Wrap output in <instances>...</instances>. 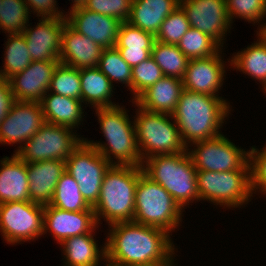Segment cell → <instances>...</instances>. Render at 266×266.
<instances>
[{"instance_id":"1","label":"cell","mask_w":266,"mask_h":266,"mask_svg":"<svg viewBox=\"0 0 266 266\" xmlns=\"http://www.w3.org/2000/svg\"><path fill=\"white\" fill-rule=\"evenodd\" d=\"M105 243L106 266H172L174 246L163 229L134 221L117 222Z\"/></svg>"},{"instance_id":"2","label":"cell","mask_w":266,"mask_h":266,"mask_svg":"<svg viewBox=\"0 0 266 266\" xmlns=\"http://www.w3.org/2000/svg\"><path fill=\"white\" fill-rule=\"evenodd\" d=\"M228 112L229 105L221 97L184 89L169 118H174L183 144L187 147V142L195 143L219 136L218 129Z\"/></svg>"},{"instance_id":"3","label":"cell","mask_w":266,"mask_h":266,"mask_svg":"<svg viewBox=\"0 0 266 266\" xmlns=\"http://www.w3.org/2000/svg\"><path fill=\"white\" fill-rule=\"evenodd\" d=\"M142 166L111 165L105 172L99 200L93 207L97 224L99 216L105 217L109 225L133 221L135 191Z\"/></svg>"},{"instance_id":"4","label":"cell","mask_w":266,"mask_h":266,"mask_svg":"<svg viewBox=\"0 0 266 266\" xmlns=\"http://www.w3.org/2000/svg\"><path fill=\"white\" fill-rule=\"evenodd\" d=\"M143 164L144 174L160 184L181 208L191 200H199L197 170L187 151L177 154L154 155Z\"/></svg>"},{"instance_id":"5","label":"cell","mask_w":266,"mask_h":266,"mask_svg":"<svg viewBox=\"0 0 266 266\" xmlns=\"http://www.w3.org/2000/svg\"><path fill=\"white\" fill-rule=\"evenodd\" d=\"M122 107L96 108L102 132L107 139L108 146L86 141L93 146L112 165L142 166L143 161L139 153L135 126H131L128 115ZM109 148V150H108ZM118 162L112 163L111 154Z\"/></svg>"},{"instance_id":"6","label":"cell","mask_w":266,"mask_h":266,"mask_svg":"<svg viewBox=\"0 0 266 266\" xmlns=\"http://www.w3.org/2000/svg\"><path fill=\"white\" fill-rule=\"evenodd\" d=\"M182 208L158 183L144 173L139 177L135 191L133 221L169 233L179 225Z\"/></svg>"},{"instance_id":"7","label":"cell","mask_w":266,"mask_h":266,"mask_svg":"<svg viewBox=\"0 0 266 266\" xmlns=\"http://www.w3.org/2000/svg\"><path fill=\"white\" fill-rule=\"evenodd\" d=\"M138 109V115L133 125L143 161L145 155V159H147L154 155L177 154L189 150L183 144L179 128L176 127L177 124L174 123V125L168 120L172 114L150 112L141 107ZM140 147L145 153L141 152Z\"/></svg>"},{"instance_id":"8","label":"cell","mask_w":266,"mask_h":266,"mask_svg":"<svg viewBox=\"0 0 266 266\" xmlns=\"http://www.w3.org/2000/svg\"><path fill=\"white\" fill-rule=\"evenodd\" d=\"M199 199L237 207L252 196L251 170L197 171Z\"/></svg>"},{"instance_id":"9","label":"cell","mask_w":266,"mask_h":266,"mask_svg":"<svg viewBox=\"0 0 266 266\" xmlns=\"http://www.w3.org/2000/svg\"><path fill=\"white\" fill-rule=\"evenodd\" d=\"M70 130L72 129L46 122L15 154L26 163L66 161L83 142Z\"/></svg>"},{"instance_id":"10","label":"cell","mask_w":266,"mask_h":266,"mask_svg":"<svg viewBox=\"0 0 266 266\" xmlns=\"http://www.w3.org/2000/svg\"><path fill=\"white\" fill-rule=\"evenodd\" d=\"M109 163L86 140L65 161V170L78 183L81 195L93 208L99 200L100 190Z\"/></svg>"},{"instance_id":"11","label":"cell","mask_w":266,"mask_h":266,"mask_svg":"<svg viewBox=\"0 0 266 266\" xmlns=\"http://www.w3.org/2000/svg\"><path fill=\"white\" fill-rule=\"evenodd\" d=\"M194 145L197 149L187 153L197 171L251 170L250 152L236 147L222 134Z\"/></svg>"},{"instance_id":"12","label":"cell","mask_w":266,"mask_h":266,"mask_svg":"<svg viewBox=\"0 0 266 266\" xmlns=\"http://www.w3.org/2000/svg\"><path fill=\"white\" fill-rule=\"evenodd\" d=\"M44 206L32 201L0 204V230L6 242L19 243L43 234Z\"/></svg>"},{"instance_id":"13","label":"cell","mask_w":266,"mask_h":266,"mask_svg":"<svg viewBox=\"0 0 266 266\" xmlns=\"http://www.w3.org/2000/svg\"><path fill=\"white\" fill-rule=\"evenodd\" d=\"M192 28L209 35L219 45L229 29L230 18L226 0H180Z\"/></svg>"},{"instance_id":"14","label":"cell","mask_w":266,"mask_h":266,"mask_svg":"<svg viewBox=\"0 0 266 266\" xmlns=\"http://www.w3.org/2000/svg\"><path fill=\"white\" fill-rule=\"evenodd\" d=\"M45 123L39 102L15 101L0 123V143L27 142Z\"/></svg>"},{"instance_id":"15","label":"cell","mask_w":266,"mask_h":266,"mask_svg":"<svg viewBox=\"0 0 266 266\" xmlns=\"http://www.w3.org/2000/svg\"><path fill=\"white\" fill-rule=\"evenodd\" d=\"M42 20V21H41ZM35 29L23 30L32 61H60L66 17L42 18Z\"/></svg>"},{"instance_id":"16","label":"cell","mask_w":266,"mask_h":266,"mask_svg":"<svg viewBox=\"0 0 266 266\" xmlns=\"http://www.w3.org/2000/svg\"><path fill=\"white\" fill-rule=\"evenodd\" d=\"M60 61H32L23 71L10 77L16 101L40 102L48 92L50 81Z\"/></svg>"},{"instance_id":"17","label":"cell","mask_w":266,"mask_h":266,"mask_svg":"<svg viewBox=\"0 0 266 266\" xmlns=\"http://www.w3.org/2000/svg\"><path fill=\"white\" fill-rule=\"evenodd\" d=\"M69 15L66 16L67 23L78 33L89 37L102 48L115 47L121 21L84 7L71 11Z\"/></svg>"},{"instance_id":"18","label":"cell","mask_w":266,"mask_h":266,"mask_svg":"<svg viewBox=\"0 0 266 266\" xmlns=\"http://www.w3.org/2000/svg\"><path fill=\"white\" fill-rule=\"evenodd\" d=\"M96 226L94 211L71 212L50 204L44 206L43 233L50 229L59 243L69 237L90 233Z\"/></svg>"},{"instance_id":"19","label":"cell","mask_w":266,"mask_h":266,"mask_svg":"<svg viewBox=\"0 0 266 266\" xmlns=\"http://www.w3.org/2000/svg\"><path fill=\"white\" fill-rule=\"evenodd\" d=\"M220 56L217 53L209 57L189 60L182 79L184 89L194 93L218 96L215 92H218L225 76V68Z\"/></svg>"},{"instance_id":"20","label":"cell","mask_w":266,"mask_h":266,"mask_svg":"<svg viewBox=\"0 0 266 266\" xmlns=\"http://www.w3.org/2000/svg\"><path fill=\"white\" fill-rule=\"evenodd\" d=\"M103 48L89 37L78 33L68 23L62 32L59 60L77 69L97 67Z\"/></svg>"},{"instance_id":"21","label":"cell","mask_w":266,"mask_h":266,"mask_svg":"<svg viewBox=\"0 0 266 266\" xmlns=\"http://www.w3.org/2000/svg\"><path fill=\"white\" fill-rule=\"evenodd\" d=\"M30 201L49 205L53 199L58 180L65 170V161L45 160L26 163Z\"/></svg>"},{"instance_id":"22","label":"cell","mask_w":266,"mask_h":266,"mask_svg":"<svg viewBox=\"0 0 266 266\" xmlns=\"http://www.w3.org/2000/svg\"><path fill=\"white\" fill-rule=\"evenodd\" d=\"M183 90L182 79L163 76L134 102L146 111L172 114Z\"/></svg>"},{"instance_id":"23","label":"cell","mask_w":266,"mask_h":266,"mask_svg":"<svg viewBox=\"0 0 266 266\" xmlns=\"http://www.w3.org/2000/svg\"><path fill=\"white\" fill-rule=\"evenodd\" d=\"M0 169V204L30 201L26 162L16 154L5 157Z\"/></svg>"},{"instance_id":"24","label":"cell","mask_w":266,"mask_h":266,"mask_svg":"<svg viewBox=\"0 0 266 266\" xmlns=\"http://www.w3.org/2000/svg\"><path fill=\"white\" fill-rule=\"evenodd\" d=\"M178 7L180 0H132L127 22L156 36L163 21Z\"/></svg>"},{"instance_id":"25","label":"cell","mask_w":266,"mask_h":266,"mask_svg":"<svg viewBox=\"0 0 266 266\" xmlns=\"http://www.w3.org/2000/svg\"><path fill=\"white\" fill-rule=\"evenodd\" d=\"M156 37L140 28L122 22L115 47L118 49L123 60L131 67L151 57V50Z\"/></svg>"},{"instance_id":"26","label":"cell","mask_w":266,"mask_h":266,"mask_svg":"<svg viewBox=\"0 0 266 266\" xmlns=\"http://www.w3.org/2000/svg\"><path fill=\"white\" fill-rule=\"evenodd\" d=\"M39 102L44 114L45 121L50 124L64 126L73 129L78 126L82 117V100L71 97L47 93Z\"/></svg>"},{"instance_id":"27","label":"cell","mask_w":266,"mask_h":266,"mask_svg":"<svg viewBox=\"0 0 266 266\" xmlns=\"http://www.w3.org/2000/svg\"><path fill=\"white\" fill-rule=\"evenodd\" d=\"M79 76L82 102L87 101L96 108L116 106L109 101L114 86L98 67L81 68L79 69Z\"/></svg>"},{"instance_id":"28","label":"cell","mask_w":266,"mask_h":266,"mask_svg":"<svg viewBox=\"0 0 266 266\" xmlns=\"http://www.w3.org/2000/svg\"><path fill=\"white\" fill-rule=\"evenodd\" d=\"M91 233L92 231L69 237L60 243L65 248L63 251H65L64 255L67 259V266H97L100 262L99 257L101 253V256L105 259V245L99 251Z\"/></svg>"},{"instance_id":"29","label":"cell","mask_w":266,"mask_h":266,"mask_svg":"<svg viewBox=\"0 0 266 266\" xmlns=\"http://www.w3.org/2000/svg\"><path fill=\"white\" fill-rule=\"evenodd\" d=\"M50 205L71 212L94 211L81 195L77 181L66 171L58 180Z\"/></svg>"},{"instance_id":"30","label":"cell","mask_w":266,"mask_h":266,"mask_svg":"<svg viewBox=\"0 0 266 266\" xmlns=\"http://www.w3.org/2000/svg\"><path fill=\"white\" fill-rule=\"evenodd\" d=\"M151 57L161 68L164 76L183 79L189 59L180 51L177 45L155 41Z\"/></svg>"},{"instance_id":"31","label":"cell","mask_w":266,"mask_h":266,"mask_svg":"<svg viewBox=\"0 0 266 266\" xmlns=\"http://www.w3.org/2000/svg\"><path fill=\"white\" fill-rule=\"evenodd\" d=\"M238 70L247 73L259 81H262L266 92V43L259 39V42L252 44L244 51L237 53L231 60Z\"/></svg>"},{"instance_id":"32","label":"cell","mask_w":266,"mask_h":266,"mask_svg":"<svg viewBox=\"0 0 266 266\" xmlns=\"http://www.w3.org/2000/svg\"><path fill=\"white\" fill-rule=\"evenodd\" d=\"M9 37L6 43L4 70L0 71V76L7 80L25 70L32 62L25 36L22 33H15Z\"/></svg>"},{"instance_id":"33","label":"cell","mask_w":266,"mask_h":266,"mask_svg":"<svg viewBox=\"0 0 266 266\" xmlns=\"http://www.w3.org/2000/svg\"><path fill=\"white\" fill-rule=\"evenodd\" d=\"M180 51L189 59L205 58L219 52V45L209 35L200 30L190 28L177 44Z\"/></svg>"},{"instance_id":"34","label":"cell","mask_w":266,"mask_h":266,"mask_svg":"<svg viewBox=\"0 0 266 266\" xmlns=\"http://www.w3.org/2000/svg\"><path fill=\"white\" fill-rule=\"evenodd\" d=\"M109 80L127 84L132 90V68L123 60L116 47L103 48L97 66Z\"/></svg>"},{"instance_id":"35","label":"cell","mask_w":266,"mask_h":266,"mask_svg":"<svg viewBox=\"0 0 266 266\" xmlns=\"http://www.w3.org/2000/svg\"><path fill=\"white\" fill-rule=\"evenodd\" d=\"M50 90L61 96L81 100L79 69L59 63L50 81L48 92Z\"/></svg>"},{"instance_id":"36","label":"cell","mask_w":266,"mask_h":266,"mask_svg":"<svg viewBox=\"0 0 266 266\" xmlns=\"http://www.w3.org/2000/svg\"><path fill=\"white\" fill-rule=\"evenodd\" d=\"M0 27L9 34L22 33L28 21V5L24 0H2Z\"/></svg>"},{"instance_id":"37","label":"cell","mask_w":266,"mask_h":266,"mask_svg":"<svg viewBox=\"0 0 266 266\" xmlns=\"http://www.w3.org/2000/svg\"><path fill=\"white\" fill-rule=\"evenodd\" d=\"M191 28L186 13L181 7L167 16L157 33L156 41L177 45L182 36Z\"/></svg>"},{"instance_id":"38","label":"cell","mask_w":266,"mask_h":266,"mask_svg":"<svg viewBox=\"0 0 266 266\" xmlns=\"http://www.w3.org/2000/svg\"><path fill=\"white\" fill-rule=\"evenodd\" d=\"M161 68L152 57L132 68V92L136 100L145 90L163 77Z\"/></svg>"},{"instance_id":"39","label":"cell","mask_w":266,"mask_h":266,"mask_svg":"<svg viewBox=\"0 0 266 266\" xmlns=\"http://www.w3.org/2000/svg\"><path fill=\"white\" fill-rule=\"evenodd\" d=\"M226 5L230 21L233 15L254 23L266 16V0H226Z\"/></svg>"},{"instance_id":"40","label":"cell","mask_w":266,"mask_h":266,"mask_svg":"<svg viewBox=\"0 0 266 266\" xmlns=\"http://www.w3.org/2000/svg\"><path fill=\"white\" fill-rule=\"evenodd\" d=\"M132 0H87L85 9L111 16L121 22H127L131 12Z\"/></svg>"},{"instance_id":"41","label":"cell","mask_w":266,"mask_h":266,"mask_svg":"<svg viewBox=\"0 0 266 266\" xmlns=\"http://www.w3.org/2000/svg\"><path fill=\"white\" fill-rule=\"evenodd\" d=\"M258 151L259 150L254 147L251 151H249L251 165V188L252 191L259 188L266 194V147L260 152Z\"/></svg>"},{"instance_id":"42","label":"cell","mask_w":266,"mask_h":266,"mask_svg":"<svg viewBox=\"0 0 266 266\" xmlns=\"http://www.w3.org/2000/svg\"><path fill=\"white\" fill-rule=\"evenodd\" d=\"M28 7L31 6L37 13V16H42V18H58L65 17L62 12L57 11L55 8L56 2L55 0H24Z\"/></svg>"},{"instance_id":"43","label":"cell","mask_w":266,"mask_h":266,"mask_svg":"<svg viewBox=\"0 0 266 266\" xmlns=\"http://www.w3.org/2000/svg\"><path fill=\"white\" fill-rule=\"evenodd\" d=\"M15 101L9 80L0 76V123L5 119Z\"/></svg>"},{"instance_id":"44","label":"cell","mask_w":266,"mask_h":266,"mask_svg":"<svg viewBox=\"0 0 266 266\" xmlns=\"http://www.w3.org/2000/svg\"><path fill=\"white\" fill-rule=\"evenodd\" d=\"M86 1L87 0H74V4L71 7V9H72L71 11L78 9V8H83L84 5L86 4Z\"/></svg>"},{"instance_id":"45","label":"cell","mask_w":266,"mask_h":266,"mask_svg":"<svg viewBox=\"0 0 266 266\" xmlns=\"http://www.w3.org/2000/svg\"><path fill=\"white\" fill-rule=\"evenodd\" d=\"M261 29H259L258 36L260 37V40L266 43V24L261 25Z\"/></svg>"}]
</instances>
